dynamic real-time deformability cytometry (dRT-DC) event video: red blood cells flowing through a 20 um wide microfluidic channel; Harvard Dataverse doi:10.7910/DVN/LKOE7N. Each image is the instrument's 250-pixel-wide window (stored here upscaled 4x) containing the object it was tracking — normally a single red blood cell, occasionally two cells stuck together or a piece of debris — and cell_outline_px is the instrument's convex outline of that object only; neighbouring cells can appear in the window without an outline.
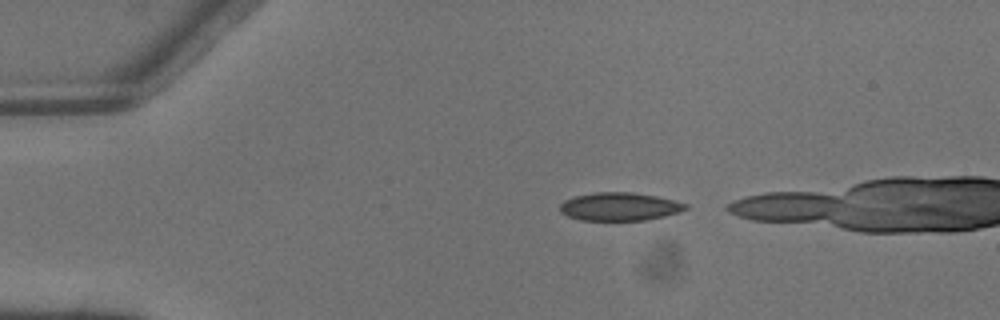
{"species": "common noctule bat (a hibernating species)", "species_latin": "Nyctalus noctula", "temperature_condition": "warm", "stored_images_in_passage": 3, "camera_frame_rate_fps": 3000, "um_per_image_px": 0.085, "animal": {"sex": "male", "body_mass_g": 13.3}, "frame": {"image": 1, "passage_image": 1, "time_ms": 0.0, "image_size_px": [1000, 320], "cell_outline_px": [[688, 208], [680, 212], [664, 216], [644, 220], [580, 220], [568, 216], [560, 212], [560, 204], [564, 200], [576, 196], [596, 192], [632, 192], [656, 196], [688, 204]], "centroid_in_image_um": [52.66, 17.56], "position_along_channel_um": 32.3, "area_um2": 20.52}}